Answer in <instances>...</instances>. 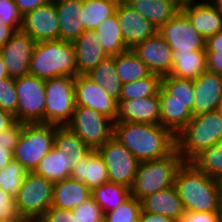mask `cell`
<instances>
[{"label": "cell", "instance_id": "6da1fadb", "mask_svg": "<svg viewBox=\"0 0 222 222\" xmlns=\"http://www.w3.org/2000/svg\"><path fill=\"white\" fill-rule=\"evenodd\" d=\"M113 138L124 145L139 162L164 158L176 149V137L161 124L114 122Z\"/></svg>", "mask_w": 222, "mask_h": 222}, {"label": "cell", "instance_id": "7a4b0ae2", "mask_svg": "<svg viewBox=\"0 0 222 222\" xmlns=\"http://www.w3.org/2000/svg\"><path fill=\"white\" fill-rule=\"evenodd\" d=\"M174 186L185 210L222 212V193L219 180L198 170L191 162L179 167Z\"/></svg>", "mask_w": 222, "mask_h": 222}, {"label": "cell", "instance_id": "3957f363", "mask_svg": "<svg viewBox=\"0 0 222 222\" xmlns=\"http://www.w3.org/2000/svg\"><path fill=\"white\" fill-rule=\"evenodd\" d=\"M29 74L47 80L60 76H77L75 46L63 40L35 44Z\"/></svg>", "mask_w": 222, "mask_h": 222}, {"label": "cell", "instance_id": "277c9868", "mask_svg": "<svg viewBox=\"0 0 222 222\" xmlns=\"http://www.w3.org/2000/svg\"><path fill=\"white\" fill-rule=\"evenodd\" d=\"M222 139V113L214 110L193 116L176 136V149L184 162H190Z\"/></svg>", "mask_w": 222, "mask_h": 222}, {"label": "cell", "instance_id": "5b68a950", "mask_svg": "<svg viewBox=\"0 0 222 222\" xmlns=\"http://www.w3.org/2000/svg\"><path fill=\"white\" fill-rule=\"evenodd\" d=\"M183 162L177 149L164 158L139 162L134 183L130 188L131 196L141 201L149 195L174 186L177 171Z\"/></svg>", "mask_w": 222, "mask_h": 222}, {"label": "cell", "instance_id": "8992f818", "mask_svg": "<svg viewBox=\"0 0 222 222\" xmlns=\"http://www.w3.org/2000/svg\"><path fill=\"white\" fill-rule=\"evenodd\" d=\"M56 125L36 122L24 123L13 152L28 172H33L40 160L54 146Z\"/></svg>", "mask_w": 222, "mask_h": 222}, {"label": "cell", "instance_id": "52a82bcc", "mask_svg": "<svg viewBox=\"0 0 222 222\" xmlns=\"http://www.w3.org/2000/svg\"><path fill=\"white\" fill-rule=\"evenodd\" d=\"M54 182L28 172L15 197L25 221H37L51 207Z\"/></svg>", "mask_w": 222, "mask_h": 222}, {"label": "cell", "instance_id": "ba28073f", "mask_svg": "<svg viewBox=\"0 0 222 222\" xmlns=\"http://www.w3.org/2000/svg\"><path fill=\"white\" fill-rule=\"evenodd\" d=\"M75 77L60 76L45 80V123L66 126L75 110Z\"/></svg>", "mask_w": 222, "mask_h": 222}, {"label": "cell", "instance_id": "9c48e42d", "mask_svg": "<svg viewBox=\"0 0 222 222\" xmlns=\"http://www.w3.org/2000/svg\"><path fill=\"white\" fill-rule=\"evenodd\" d=\"M113 123L102 113L76 105L72 119L66 126L91 150H97L113 137Z\"/></svg>", "mask_w": 222, "mask_h": 222}, {"label": "cell", "instance_id": "30bf717a", "mask_svg": "<svg viewBox=\"0 0 222 222\" xmlns=\"http://www.w3.org/2000/svg\"><path fill=\"white\" fill-rule=\"evenodd\" d=\"M18 97L16 121L45 123V80L34 75L15 78Z\"/></svg>", "mask_w": 222, "mask_h": 222}, {"label": "cell", "instance_id": "8fae6325", "mask_svg": "<svg viewBox=\"0 0 222 222\" xmlns=\"http://www.w3.org/2000/svg\"><path fill=\"white\" fill-rule=\"evenodd\" d=\"M97 151L106 164L109 181L131 188L139 165L137 158L113 137Z\"/></svg>", "mask_w": 222, "mask_h": 222}, {"label": "cell", "instance_id": "7c38bea8", "mask_svg": "<svg viewBox=\"0 0 222 222\" xmlns=\"http://www.w3.org/2000/svg\"><path fill=\"white\" fill-rule=\"evenodd\" d=\"M157 33L168 43L172 52L206 51V40L181 10L161 26Z\"/></svg>", "mask_w": 222, "mask_h": 222}, {"label": "cell", "instance_id": "4fadbf2b", "mask_svg": "<svg viewBox=\"0 0 222 222\" xmlns=\"http://www.w3.org/2000/svg\"><path fill=\"white\" fill-rule=\"evenodd\" d=\"M75 103L117 120L118 102L111 98L104 87L93 82L87 75H77L74 80Z\"/></svg>", "mask_w": 222, "mask_h": 222}, {"label": "cell", "instance_id": "5bb4252c", "mask_svg": "<svg viewBox=\"0 0 222 222\" xmlns=\"http://www.w3.org/2000/svg\"><path fill=\"white\" fill-rule=\"evenodd\" d=\"M21 30L36 43L59 40V21L54 0L26 13Z\"/></svg>", "mask_w": 222, "mask_h": 222}, {"label": "cell", "instance_id": "9a60e30c", "mask_svg": "<svg viewBox=\"0 0 222 222\" xmlns=\"http://www.w3.org/2000/svg\"><path fill=\"white\" fill-rule=\"evenodd\" d=\"M36 42L22 30H18L0 49L9 77L29 74L30 61Z\"/></svg>", "mask_w": 222, "mask_h": 222}, {"label": "cell", "instance_id": "2e32d148", "mask_svg": "<svg viewBox=\"0 0 222 222\" xmlns=\"http://www.w3.org/2000/svg\"><path fill=\"white\" fill-rule=\"evenodd\" d=\"M180 10L205 40L222 30V13L209 0L182 1Z\"/></svg>", "mask_w": 222, "mask_h": 222}, {"label": "cell", "instance_id": "e0dca14e", "mask_svg": "<svg viewBox=\"0 0 222 222\" xmlns=\"http://www.w3.org/2000/svg\"><path fill=\"white\" fill-rule=\"evenodd\" d=\"M115 14L124 42L129 49H133L138 43L154 36L158 31L124 0L119 1Z\"/></svg>", "mask_w": 222, "mask_h": 222}, {"label": "cell", "instance_id": "ac0fdd59", "mask_svg": "<svg viewBox=\"0 0 222 222\" xmlns=\"http://www.w3.org/2000/svg\"><path fill=\"white\" fill-rule=\"evenodd\" d=\"M132 50L154 74L162 77L173 69L172 49L158 33L138 43Z\"/></svg>", "mask_w": 222, "mask_h": 222}, {"label": "cell", "instance_id": "d6986e66", "mask_svg": "<svg viewBox=\"0 0 222 222\" xmlns=\"http://www.w3.org/2000/svg\"><path fill=\"white\" fill-rule=\"evenodd\" d=\"M193 116L218 110L222 100V75L210 71L203 72L193 80Z\"/></svg>", "mask_w": 222, "mask_h": 222}, {"label": "cell", "instance_id": "ffe728a7", "mask_svg": "<svg viewBox=\"0 0 222 222\" xmlns=\"http://www.w3.org/2000/svg\"><path fill=\"white\" fill-rule=\"evenodd\" d=\"M115 122H136L160 125L159 94L146 98L119 100Z\"/></svg>", "mask_w": 222, "mask_h": 222}, {"label": "cell", "instance_id": "44dd1931", "mask_svg": "<svg viewBox=\"0 0 222 222\" xmlns=\"http://www.w3.org/2000/svg\"><path fill=\"white\" fill-rule=\"evenodd\" d=\"M95 30H85L73 43L75 46L77 75H87L107 55Z\"/></svg>", "mask_w": 222, "mask_h": 222}, {"label": "cell", "instance_id": "7402d4cb", "mask_svg": "<svg viewBox=\"0 0 222 222\" xmlns=\"http://www.w3.org/2000/svg\"><path fill=\"white\" fill-rule=\"evenodd\" d=\"M160 124L175 137L193 118V102L168 101V93L160 86Z\"/></svg>", "mask_w": 222, "mask_h": 222}, {"label": "cell", "instance_id": "603a6c76", "mask_svg": "<svg viewBox=\"0 0 222 222\" xmlns=\"http://www.w3.org/2000/svg\"><path fill=\"white\" fill-rule=\"evenodd\" d=\"M59 21V40L74 42L84 31L83 0H54Z\"/></svg>", "mask_w": 222, "mask_h": 222}, {"label": "cell", "instance_id": "cb8c5ba5", "mask_svg": "<svg viewBox=\"0 0 222 222\" xmlns=\"http://www.w3.org/2000/svg\"><path fill=\"white\" fill-rule=\"evenodd\" d=\"M61 155L63 171L72 172L77 162L86 156L91 149L67 126H57L53 146Z\"/></svg>", "mask_w": 222, "mask_h": 222}, {"label": "cell", "instance_id": "d4e9b609", "mask_svg": "<svg viewBox=\"0 0 222 222\" xmlns=\"http://www.w3.org/2000/svg\"><path fill=\"white\" fill-rule=\"evenodd\" d=\"M70 178L83 182L91 190L109 181L106 164L97 150H91L77 162Z\"/></svg>", "mask_w": 222, "mask_h": 222}, {"label": "cell", "instance_id": "484cf974", "mask_svg": "<svg viewBox=\"0 0 222 222\" xmlns=\"http://www.w3.org/2000/svg\"><path fill=\"white\" fill-rule=\"evenodd\" d=\"M157 30L180 11L181 0H124Z\"/></svg>", "mask_w": 222, "mask_h": 222}, {"label": "cell", "instance_id": "4316f807", "mask_svg": "<svg viewBox=\"0 0 222 222\" xmlns=\"http://www.w3.org/2000/svg\"><path fill=\"white\" fill-rule=\"evenodd\" d=\"M142 211L162 214L178 222L185 209L175 186L163 189L141 200Z\"/></svg>", "mask_w": 222, "mask_h": 222}, {"label": "cell", "instance_id": "83f0119b", "mask_svg": "<svg viewBox=\"0 0 222 222\" xmlns=\"http://www.w3.org/2000/svg\"><path fill=\"white\" fill-rule=\"evenodd\" d=\"M92 190L83 182L66 178L54 182L51 206L73 210L76 206L91 198Z\"/></svg>", "mask_w": 222, "mask_h": 222}, {"label": "cell", "instance_id": "f1b7e54d", "mask_svg": "<svg viewBox=\"0 0 222 222\" xmlns=\"http://www.w3.org/2000/svg\"><path fill=\"white\" fill-rule=\"evenodd\" d=\"M173 69L169 75L195 80L207 70L206 51L172 52Z\"/></svg>", "mask_w": 222, "mask_h": 222}, {"label": "cell", "instance_id": "f546056e", "mask_svg": "<svg viewBox=\"0 0 222 222\" xmlns=\"http://www.w3.org/2000/svg\"><path fill=\"white\" fill-rule=\"evenodd\" d=\"M87 76L99 86L104 87L106 93L119 102L122 83L117 76L115 56H107Z\"/></svg>", "mask_w": 222, "mask_h": 222}, {"label": "cell", "instance_id": "4dcf8cb0", "mask_svg": "<svg viewBox=\"0 0 222 222\" xmlns=\"http://www.w3.org/2000/svg\"><path fill=\"white\" fill-rule=\"evenodd\" d=\"M115 68L122 84L146 78L152 74L132 49L115 56Z\"/></svg>", "mask_w": 222, "mask_h": 222}, {"label": "cell", "instance_id": "1f68e13d", "mask_svg": "<svg viewBox=\"0 0 222 222\" xmlns=\"http://www.w3.org/2000/svg\"><path fill=\"white\" fill-rule=\"evenodd\" d=\"M95 32L100 36V44L107 56H117L129 49L124 42L116 14L104 20Z\"/></svg>", "mask_w": 222, "mask_h": 222}, {"label": "cell", "instance_id": "d6a6232c", "mask_svg": "<svg viewBox=\"0 0 222 222\" xmlns=\"http://www.w3.org/2000/svg\"><path fill=\"white\" fill-rule=\"evenodd\" d=\"M91 196L105 214L115 210L128 199L131 196V191L130 188L124 185L108 181L105 184L93 188Z\"/></svg>", "mask_w": 222, "mask_h": 222}, {"label": "cell", "instance_id": "836d02e7", "mask_svg": "<svg viewBox=\"0 0 222 222\" xmlns=\"http://www.w3.org/2000/svg\"><path fill=\"white\" fill-rule=\"evenodd\" d=\"M120 0H83L82 17L85 30H95L104 20L115 14Z\"/></svg>", "mask_w": 222, "mask_h": 222}, {"label": "cell", "instance_id": "e575fe53", "mask_svg": "<svg viewBox=\"0 0 222 222\" xmlns=\"http://www.w3.org/2000/svg\"><path fill=\"white\" fill-rule=\"evenodd\" d=\"M190 162L209 177L222 179V139L200 152Z\"/></svg>", "mask_w": 222, "mask_h": 222}, {"label": "cell", "instance_id": "d590c367", "mask_svg": "<svg viewBox=\"0 0 222 222\" xmlns=\"http://www.w3.org/2000/svg\"><path fill=\"white\" fill-rule=\"evenodd\" d=\"M161 78L160 75L152 73L146 78L122 84L119 100L146 98L157 95L161 86Z\"/></svg>", "mask_w": 222, "mask_h": 222}, {"label": "cell", "instance_id": "8d00e7d4", "mask_svg": "<svg viewBox=\"0 0 222 222\" xmlns=\"http://www.w3.org/2000/svg\"><path fill=\"white\" fill-rule=\"evenodd\" d=\"M33 173L52 182L70 178L71 174L63 171L62 157L54 147L40 160Z\"/></svg>", "mask_w": 222, "mask_h": 222}, {"label": "cell", "instance_id": "74e56055", "mask_svg": "<svg viewBox=\"0 0 222 222\" xmlns=\"http://www.w3.org/2000/svg\"><path fill=\"white\" fill-rule=\"evenodd\" d=\"M161 87L168 93V101L193 102V80L165 75L161 78Z\"/></svg>", "mask_w": 222, "mask_h": 222}, {"label": "cell", "instance_id": "f35d334b", "mask_svg": "<svg viewBox=\"0 0 222 222\" xmlns=\"http://www.w3.org/2000/svg\"><path fill=\"white\" fill-rule=\"evenodd\" d=\"M27 173L25 167L13 159L0 169V188L15 198Z\"/></svg>", "mask_w": 222, "mask_h": 222}, {"label": "cell", "instance_id": "ab89813d", "mask_svg": "<svg viewBox=\"0 0 222 222\" xmlns=\"http://www.w3.org/2000/svg\"><path fill=\"white\" fill-rule=\"evenodd\" d=\"M141 210V201L130 196L115 210L105 213L104 222H138Z\"/></svg>", "mask_w": 222, "mask_h": 222}, {"label": "cell", "instance_id": "60d3db41", "mask_svg": "<svg viewBox=\"0 0 222 222\" xmlns=\"http://www.w3.org/2000/svg\"><path fill=\"white\" fill-rule=\"evenodd\" d=\"M17 105L15 78L5 77L0 79V108L11 113L16 120Z\"/></svg>", "mask_w": 222, "mask_h": 222}, {"label": "cell", "instance_id": "b9f144b4", "mask_svg": "<svg viewBox=\"0 0 222 222\" xmlns=\"http://www.w3.org/2000/svg\"><path fill=\"white\" fill-rule=\"evenodd\" d=\"M72 212L76 222H104V213L92 197L76 206Z\"/></svg>", "mask_w": 222, "mask_h": 222}, {"label": "cell", "instance_id": "7bdbcfd3", "mask_svg": "<svg viewBox=\"0 0 222 222\" xmlns=\"http://www.w3.org/2000/svg\"><path fill=\"white\" fill-rule=\"evenodd\" d=\"M0 222H26L19 213L15 198L0 188Z\"/></svg>", "mask_w": 222, "mask_h": 222}, {"label": "cell", "instance_id": "ee69618b", "mask_svg": "<svg viewBox=\"0 0 222 222\" xmlns=\"http://www.w3.org/2000/svg\"><path fill=\"white\" fill-rule=\"evenodd\" d=\"M0 23L22 27L23 15L19 12L15 0H0Z\"/></svg>", "mask_w": 222, "mask_h": 222}, {"label": "cell", "instance_id": "f6af8a7d", "mask_svg": "<svg viewBox=\"0 0 222 222\" xmlns=\"http://www.w3.org/2000/svg\"><path fill=\"white\" fill-rule=\"evenodd\" d=\"M23 122L16 121L11 127L0 132V147L14 152L22 131Z\"/></svg>", "mask_w": 222, "mask_h": 222}, {"label": "cell", "instance_id": "bcb514c9", "mask_svg": "<svg viewBox=\"0 0 222 222\" xmlns=\"http://www.w3.org/2000/svg\"><path fill=\"white\" fill-rule=\"evenodd\" d=\"M178 222H222V212H197L185 210Z\"/></svg>", "mask_w": 222, "mask_h": 222}, {"label": "cell", "instance_id": "7dc6e473", "mask_svg": "<svg viewBox=\"0 0 222 222\" xmlns=\"http://www.w3.org/2000/svg\"><path fill=\"white\" fill-rule=\"evenodd\" d=\"M38 221L39 222H76V219L72 210L56 208V207L51 206Z\"/></svg>", "mask_w": 222, "mask_h": 222}, {"label": "cell", "instance_id": "c3c4849f", "mask_svg": "<svg viewBox=\"0 0 222 222\" xmlns=\"http://www.w3.org/2000/svg\"><path fill=\"white\" fill-rule=\"evenodd\" d=\"M207 71L222 75V50L218 52H206Z\"/></svg>", "mask_w": 222, "mask_h": 222}, {"label": "cell", "instance_id": "681fc988", "mask_svg": "<svg viewBox=\"0 0 222 222\" xmlns=\"http://www.w3.org/2000/svg\"><path fill=\"white\" fill-rule=\"evenodd\" d=\"M51 0H15V4L18 6L19 12L24 16L29 11L50 2Z\"/></svg>", "mask_w": 222, "mask_h": 222}, {"label": "cell", "instance_id": "f907efd6", "mask_svg": "<svg viewBox=\"0 0 222 222\" xmlns=\"http://www.w3.org/2000/svg\"><path fill=\"white\" fill-rule=\"evenodd\" d=\"M21 30L20 25H5L0 23V49L11 39V37Z\"/></svg>", "mask_w": 222, "mask_h": 222}, {"label": "cell", "instance_id": "816d5d0a", "mask_svg": "<svg viewBox=\"0 0 222 222\" xmlns=\"http://www.w3.org/2000/svg\"><path fill=\"white\" fill-rule=\"evenodd\" d=\"M138 222H176V221L162 214H154L151 212H146L141 210Z\"/></svg>", "mask_w": 222, "mask_h": 222}, {"label": "cell", "instance_id": "f5cc1de1", "mask_svg": "<svg viewBox=\"0 0 222 222\" xmlns=\"http://www.w3.org/2000/svg\"><path fill=\"white\" fill-rule=\"evenodd\" d=\"M222 50V30L206 40V52Z\"/></svg>", "mask_w": 222, "mask_h": 222}, {"label": "cell", "instance_id": "db71d44e", "mask_svg": "<svg viewBox=\"0 0 222 222\" xmlns=\"http://www.w3.org/2000/svg\"><path fill=\"white\" fill-rule=\"evenodd\" d=\"M16 122L14 116L0 108V132L8 129Z\"/></svg>", "mask_w": 222, "mask_h": 222}, {"label": "cell", "instance_id": "11a10c76", "mask_svg": "<svg viewBox=\"0 0 222 222\" xmlns=\"http://www.w3.org/2000/svg\"><path fill=\"white\" fill-rule=\"evenodd\" d=\"M14 159L13 152L0 147V169L4 168Z\"/></svg>", "mask_w": 222, "mask_h": 222}, {"label": "cell", "instance_id": "9f6ffc18", "mask_svg": "<svg viewBox=\"0 0 222 222\" xmlns=\"http://www.w3.org/2000/svg\"><path fill=\"white\" fill-rule=\"evenodd\" d=\"M9 77L8 72L6 70V66L3 62L2 55L0 53V79Z\"/></svg>", "mask_w": 222, "mask_h": 222}, {"label": "cell", "instance_id": "6f0895ef", "mask_svg": "<svg viewBox=\"0 0 222 222\" xmlns=\"http://www.w3.org/2000/svg\"><path fill=\"white\" fill-rule=\"evenodd\" d=\"M222 13V0H209Z\"/></svg>", "mask_w": 222, "mask_h": 222}, {"label": "cell", "instance_id": "680465c9", "mask_svg": "<svg viewBox=\"0 0 222 222\" xmlns=\"http://www.w3.org/2000/svg\"><path fill=\"white\" fill-rule=\"evenodd\" d=\"M218 110L222 113V100H221V102L219 104Z\"/></svg>", "mask_w": 222, "mask_h": 222}, {"label": "cell", "instance_id": "91938a15", "mask_svg": "<svg viewBox=\"0 0 222 222\" xmlns=\"http://www.w3.org/2000/svg\"><path fill=\"white\" fill-rule=\"evenodd\" d=\"M219 182H220L221 193H222V179H220Z\"/></svg>", "mask_w": 222, "mask_h": 222}]
</instances>
